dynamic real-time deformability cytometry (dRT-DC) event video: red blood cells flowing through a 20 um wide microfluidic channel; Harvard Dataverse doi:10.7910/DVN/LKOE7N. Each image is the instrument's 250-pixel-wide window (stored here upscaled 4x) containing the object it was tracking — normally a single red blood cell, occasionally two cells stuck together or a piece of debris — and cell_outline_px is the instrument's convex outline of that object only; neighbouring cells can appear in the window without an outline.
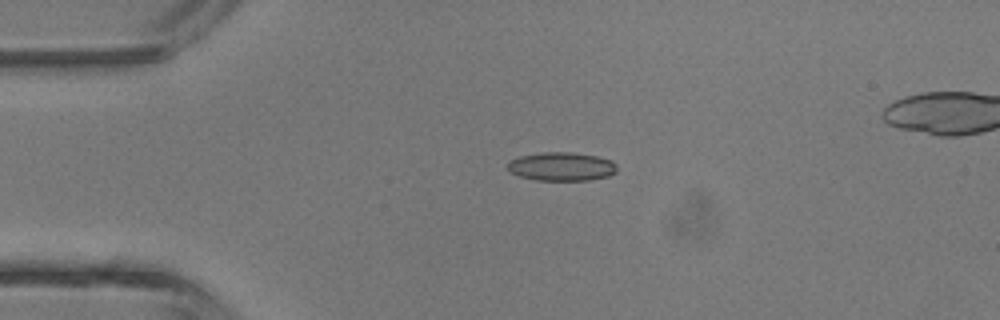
{"species": "common noctule bat (a hibernating species)", "species_latin": "Nyctalus noctula", "temperature_condition": "room temperature", "stored_images_in_passage": 4, "camera_frame_rate_fps": 3000, "um_per_image_px": 0.085, "animal": {"sex": "male", "body_mass_g": 13.3}, "frame": {"image": 1, "passage_image": 3, "time_ms": 2.333, "image_size_px": [1000, 320], "cell_outline_px": [[616, 172], [608, 176], [588, 180], [536, 180], [520, 176], [512, 172], [508, 168], [508, 160], [520, 156], [540, 152], [572, 152], [596, 156], [612, 160], [616, 164]], "centroid_in_image_um": [47.73, 14.14], "position_along_channel_um": 37.3, "area_um2": 18.21}}